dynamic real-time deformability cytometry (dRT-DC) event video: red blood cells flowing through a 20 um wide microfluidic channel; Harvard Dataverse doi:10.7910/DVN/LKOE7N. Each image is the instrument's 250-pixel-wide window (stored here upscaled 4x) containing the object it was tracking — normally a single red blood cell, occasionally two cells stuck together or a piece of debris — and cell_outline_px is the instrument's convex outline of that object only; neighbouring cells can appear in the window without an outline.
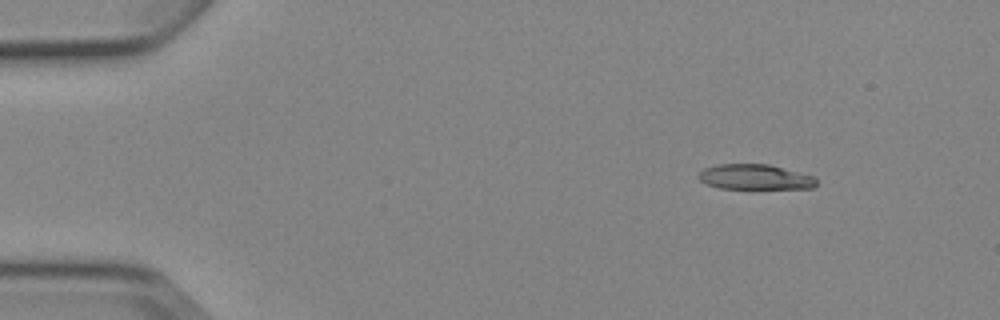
{"species": "Egyptian fruit bat (a non-hibernating species)", "species_latin": "Rousettus aegyptiacus", "temperature_condition": "cold", "stored_images_in_passage": 4, "camera_frame_rate_fps": 3000, "um_per_image_px": 0.085, "animal": {"sex": "female"}, "frame": {"image": 1, "passage_image": 2, "time_ms": 1.333, "image_size_px": [1000, 320], "cell_outline_px": [[816, 184], [812, 188], [720, 188], [708, 184], [700, 180], [696, 176], [704, 168], [716, 164], [768, 164], [816, 176]], "centroid_in_image_um": [64.17, 15.03], "position_along_channel_um": 20.8, "area_um2": 17.22}}
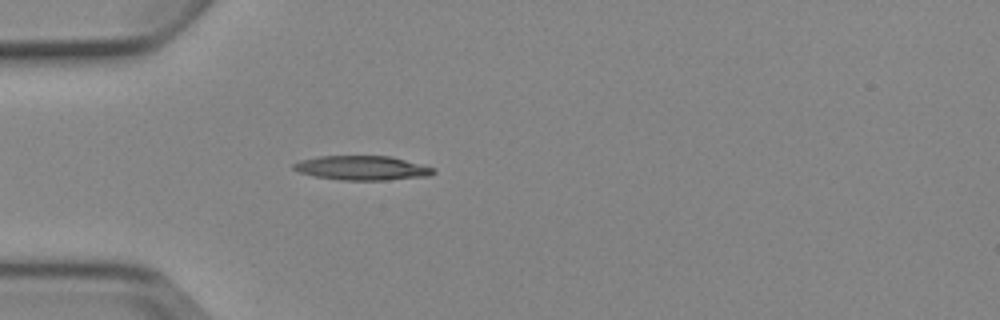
{"frame": {"image": 2, "passage_image": 4, "time_ms": 4.333, "image_size_px": [1000, 320], "cell_outline_px": [[436, 172], [428, 176], [388, 180], [344, 180], [316, 176], [300, 172], [292, 168], [292, 164], [300, 160], [320, 156], [392, 156], [436, 168]], "centroid_in_image_um": [30.82, 14.27], "position_along_channel_um": 54.2, "area_um2": 19.83}}